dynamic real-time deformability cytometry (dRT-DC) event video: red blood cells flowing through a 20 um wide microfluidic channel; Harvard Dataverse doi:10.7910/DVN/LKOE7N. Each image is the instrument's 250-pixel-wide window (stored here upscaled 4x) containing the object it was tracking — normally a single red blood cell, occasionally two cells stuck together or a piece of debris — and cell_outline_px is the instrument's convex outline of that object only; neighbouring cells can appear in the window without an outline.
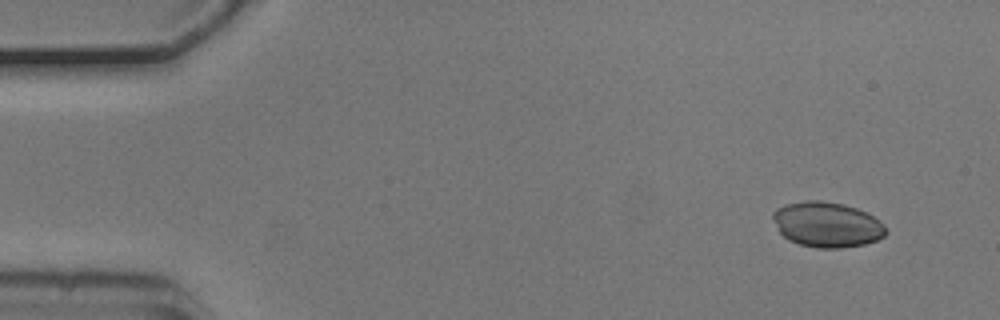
{"species": "common noctule bat (a hibernating species)", "species_latin": "Nyctalus noctula", "temperature_condition": "cold", "stored_images_in_passage": 3, "camera_frame_rate_fps": 3000, "um_per_image_px": 0.085, "animal": {"sex": "male", "body_mass_g": 20.5, "forearm_length_mm": 52.5}, "frame": {"image": 1, "passage_image": 1, "time_ms": 0.0, "image_size_px": [1000, 320], "cell_outline_px": [[888, 232], [884, 236], [876, 240], [864, 244], [840, 248], [816, 248], [800, 244], [788, 240], [780, 232], [772, 216], [772, 212], [776, 208], [784, 204], [808, 200], [820, 200], [844, 204], [856, 208], [880, 220], [884, 224]], "centroid_in_image_um": [70.29, 19.08], "position_along_channel_um": 14.7, "area_um2": 29.82}}
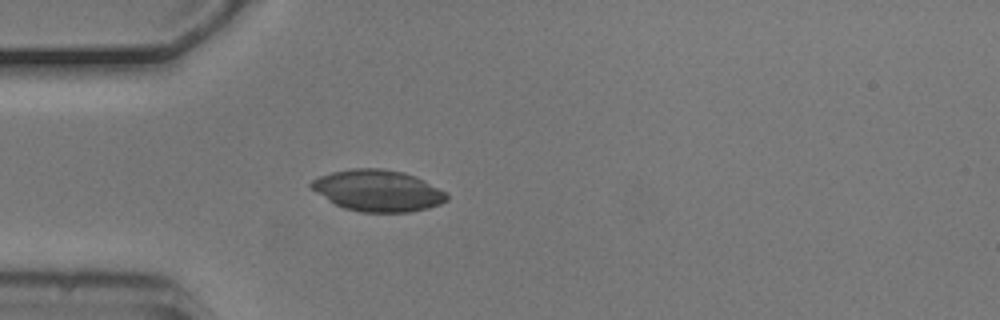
{"frame": {"image": 2, "passage_image": 3, "time_ms": 0.667, "image_size_px": [1000, 320], "cell_outline_px": [[448, 200], [440, 204], [428, 208], [408, 212], [360, 212], [344, 208], [328, 200], [312, 188], [308, 184], [312, 180], [320, 176], [332, 172], [352, 168], [384, 168], [404, 172], [416, 176], [448, 192]], "centroid_in_image_um": [32.16, 16.19], "position_along_channel_um": 52.8, "area_um2": 32.83}}